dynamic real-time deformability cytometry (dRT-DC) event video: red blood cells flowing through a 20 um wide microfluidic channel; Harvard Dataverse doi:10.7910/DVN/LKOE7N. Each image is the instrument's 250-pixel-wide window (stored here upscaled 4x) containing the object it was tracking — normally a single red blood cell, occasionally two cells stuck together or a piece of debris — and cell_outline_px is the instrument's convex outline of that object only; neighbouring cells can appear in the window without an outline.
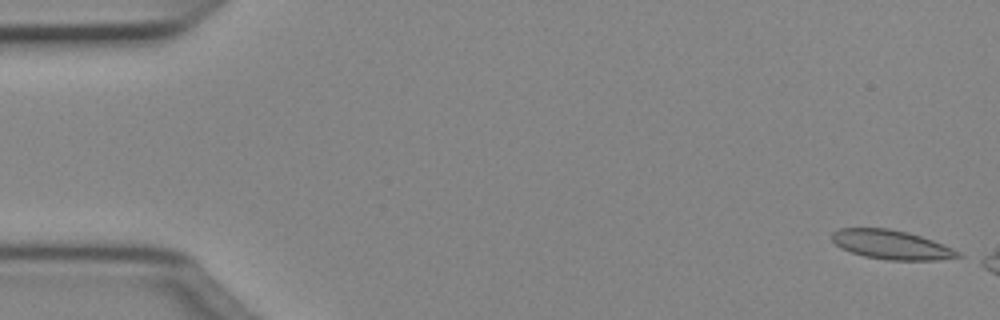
{"species": "Egyptian fruit bat (a non-hibernating species)", "species_latin": "Rousettus aegyptiacus", "temperature_condition": "cold", "stored_images_in_passage": 12, "camera_frame_rate_fps": 3000, "um_per_image_px": 0.085, "animal": {"sex": "female"}, "frame": {"image": 1, "passage_image": 1, "time_ms": 0.0, "image_size_px": [1000, 320], "cell_outline_px": [[964, 256], [936, 260], [888, 260], [864, 256], [840, 248], [832, 240], [832, 232], [840, 228], [888, 228], [908, 232], [944, 244], [960, 252]], "centroid_in_image_um": [75.77, 20.8], "position_along_channel_um": 9.2, "area_um2": 21.39}}